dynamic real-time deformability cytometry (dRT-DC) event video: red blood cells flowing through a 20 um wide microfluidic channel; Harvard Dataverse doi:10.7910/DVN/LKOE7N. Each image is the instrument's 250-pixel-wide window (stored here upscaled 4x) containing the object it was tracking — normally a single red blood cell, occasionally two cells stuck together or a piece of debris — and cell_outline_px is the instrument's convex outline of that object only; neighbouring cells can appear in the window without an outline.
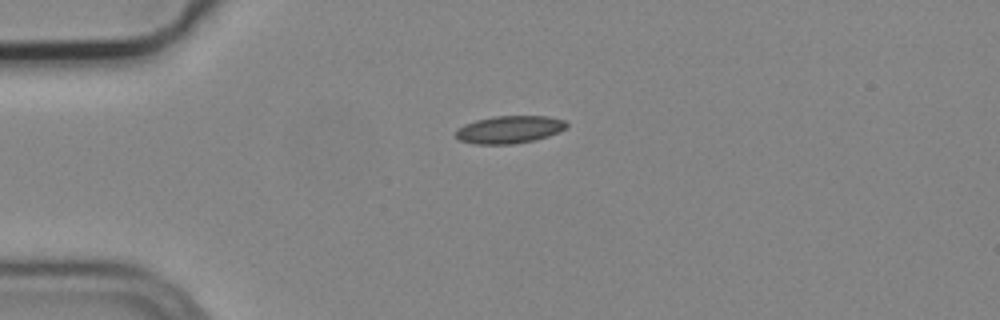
{"species": "common noctule bat (a hibernating species)", "species_latin": "Nyctalus noctula", "temperature_condition": "cold", "stored_images_in_passage": 1, "camera_frame_rate_fps": 3000, "um_per_image_px": 0.085, "animal": {"sex": "male", "body_mass_g": 19.2, "forearm_length_mm": 51.8}, "frame": {"image": 1, "passage_image": 1, "time_ms": 0.0, "image_size_px": [1000, 320], "cell_outline_px": [[568, 128], [548, 136], [532, 140], [512, 144], [476, 144], [460, 140], [456, 136], [456, 128], [464, 124], [476, 120], [492, 116], [548, 116], [564, 120], [568, 124]], "centroid_in_image_um": [43.3, 11.0], "position_along_channel_um": 41.7, "area_um2": 17.8}}